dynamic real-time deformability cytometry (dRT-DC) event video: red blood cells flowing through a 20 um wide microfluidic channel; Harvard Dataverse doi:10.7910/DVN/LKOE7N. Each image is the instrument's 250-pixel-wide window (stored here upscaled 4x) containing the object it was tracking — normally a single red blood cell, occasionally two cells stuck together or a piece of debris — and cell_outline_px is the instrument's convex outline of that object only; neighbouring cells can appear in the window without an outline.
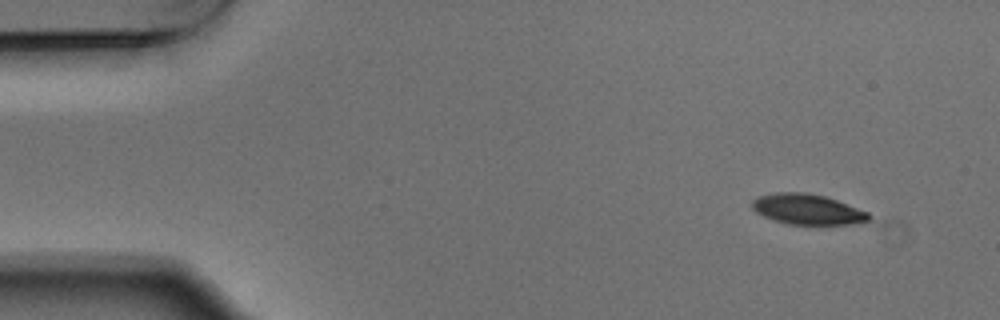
{"species": "Egyptian fruit bat (a non-hibernating species)", "species_latin": "Rousettus aegyptiacus", "temperature_condition": "warm", "stored_images_in_passage": 4, "camera_frame_rate_fps": 3000, "um_per_image_px": 0.085, "animal": {"sex": "male"}, "frame": {"image": 1, "passage_image": 1, "time_ms": 0.0, "image_size_px": [1000, 320], "cell_outline_px": [[872, 216], [868, 220], [852, 224], [788, 224], [772, 220], [756, 212], [752, 208], [752, 200], [760, 196], [776, 192], [804, 192], [824, 196], [836, 200], [868, 212]], "centroid_in_image_um": [68.61, 17.79], "position_along_channel_um": 16.4, "area_um2": 20.52}}
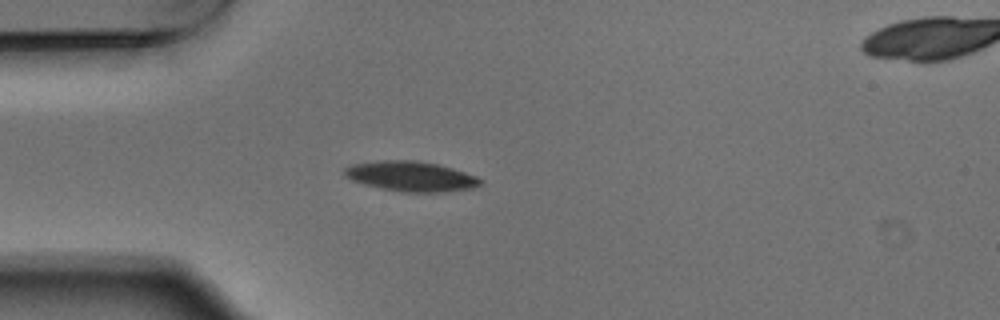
{"frame": {"image": 2, "passage_image": 3, "time_ms": 0.667, "image_size_px": [1000, 320], "cell_outline_px": [[484, 180], [480, 184], [472, 188], [440, 192], [404, 192], [364, 184], [352, 180], [344, 176], [344, 168], [352, 164], [380, 160], [416, 160], [436, 164], [452, 168], [476, 176]], "centroid_in_image_um": [34.92, 14.98], "position_along_channel_um": 50.1, "area_um2": 23.58}}